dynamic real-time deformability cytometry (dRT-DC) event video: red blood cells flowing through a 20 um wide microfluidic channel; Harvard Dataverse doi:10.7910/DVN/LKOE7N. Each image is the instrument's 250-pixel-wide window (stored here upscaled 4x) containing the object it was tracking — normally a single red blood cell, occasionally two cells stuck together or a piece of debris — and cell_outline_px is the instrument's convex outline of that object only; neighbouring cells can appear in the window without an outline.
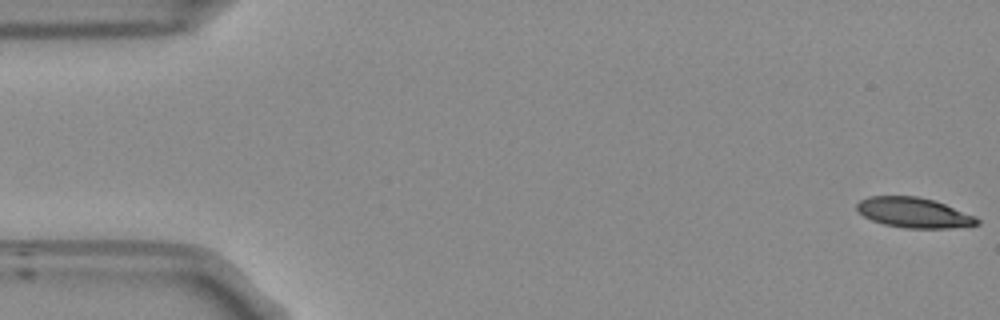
{"species": "Egyptian fruit bat (a non-hibernating species)", "species_latin": "Rousettus aegyptiacus", "temperature_condition": "room temperature", "stored_images_in_passage": 10, "camera_frame_rate_fps": 3000, "um_per_image_px": 0.085, "frame": {"image": 1, "passage_image": 1, "time_ms": 0.0, "image_size_px": [1000, 320], "cell_outline_px": [[980, 224], [948, 228], [904, 228], [884, 224], [872, 220], [864, 216], [856, 208], [856, 204], [860, 200], [868, 196], [916, 196], [936, 200], [976, 216], [980, 220]], "centroid_in_image_um": [77.7, 18.07], "position_along_channel_um": 7.3, "area_um2": 21.21}}